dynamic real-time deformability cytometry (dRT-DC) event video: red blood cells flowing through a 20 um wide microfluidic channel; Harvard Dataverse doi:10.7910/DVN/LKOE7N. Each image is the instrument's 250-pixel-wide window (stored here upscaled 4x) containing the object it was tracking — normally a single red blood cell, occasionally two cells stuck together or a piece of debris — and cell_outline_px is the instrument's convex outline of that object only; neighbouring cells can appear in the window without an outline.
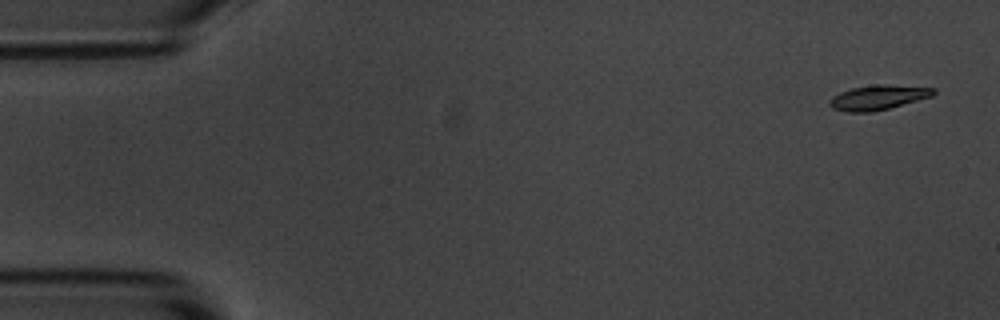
{"species": "common noctule bat (a hibernating species)", "species_latin": "Nyctalus noctula", "temperature_condition": "room temperature", "stored_images_in_passage": 6, "camera_frame_rate_fps": 3000, "um_per_image_px": 0.085, "animal": {"sex": "male", "body_mass_g": 20.1, "forearm_length_mm": 53.5}, "frame": {"image": 1, "passage_image": 1, "time_ms": 0.0, "image_size_px": [1000, 320], "cell_outline_px": [[936, 92], [932, 96], [888, 108], [872, 112], [848, 112], [832, 108], [828, 104], [828, 100], [832, 96], [840, 92], [852, 88], [872, 84], [888, 84], [936, 88]], "centroid_in_image_um": [74.61, 8.27], "position_along_channel_um": 10.4, "area_um2": 15.03}}
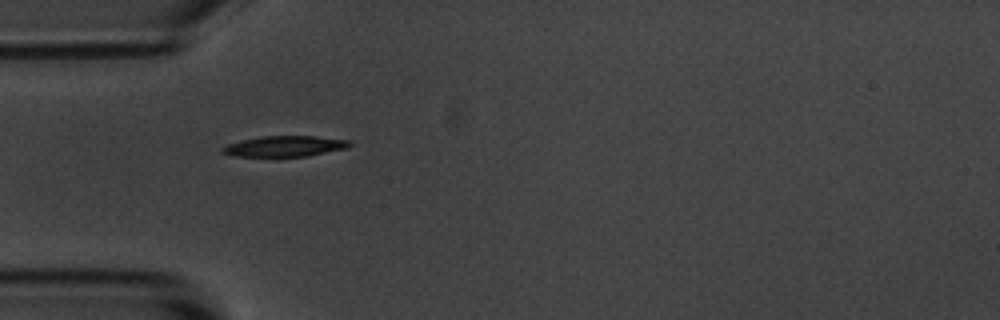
{"frame": {"image": 2, "passage_image": 5, "time_ms": 4.667, "image_size_px": [1000, 320], "cell_outline_px": [[352, 144], [348, 148], [308, 156], [236, 156], [220, 152], [220, 148], [228, 144], [260, 136], [316, 136], [352, 140]], "centroid_in_image_um": [24.26, 12.42], "position_along_channel_um": 60.7, "area_um2": 15.37}}